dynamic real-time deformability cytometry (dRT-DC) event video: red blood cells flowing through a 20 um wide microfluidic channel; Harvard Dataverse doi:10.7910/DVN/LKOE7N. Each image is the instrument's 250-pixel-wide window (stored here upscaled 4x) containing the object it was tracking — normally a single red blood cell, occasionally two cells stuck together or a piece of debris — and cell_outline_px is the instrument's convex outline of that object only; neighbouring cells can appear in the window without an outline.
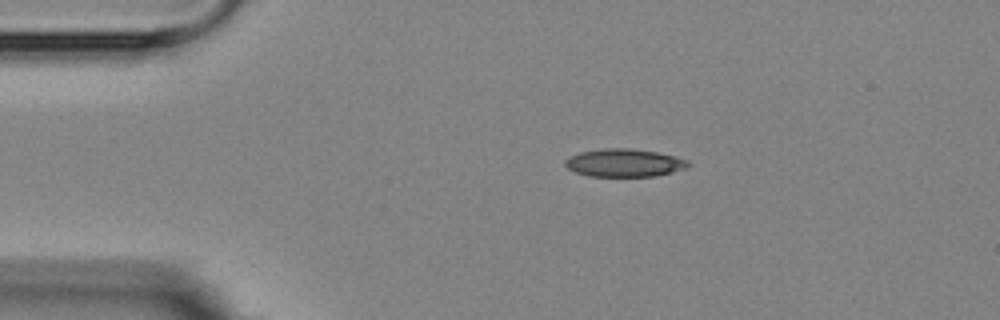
{"species": "Egyptian fruit bat (a non-hibernating species)", "species_latin": "Rousettus aegyptiacus", "temperature_condition": "room temperature", "stored_images_in_passage": 4, "camera_frame_rate_fps": 3000, "um_per_image_px": 0.085, "animal": {"sex": "female"}, "frame": {"image": 1, "passage_image": 1, "time_ms": 0.0, "image_size_px": [1000, 320], "cell_outline_px": [[692, 164], [688, 168], [656, 176], [588, 176], [576, 172], [568, 168], [564, 164], [564, 160], [580, 152], [604, 148], [628, 148], [656, 152], [676, 156], [688, 160]], "centroid_in_image_um": [53.11, 13.84], "position_along_channel_um": 31.9, "area_um2": 20.06}}
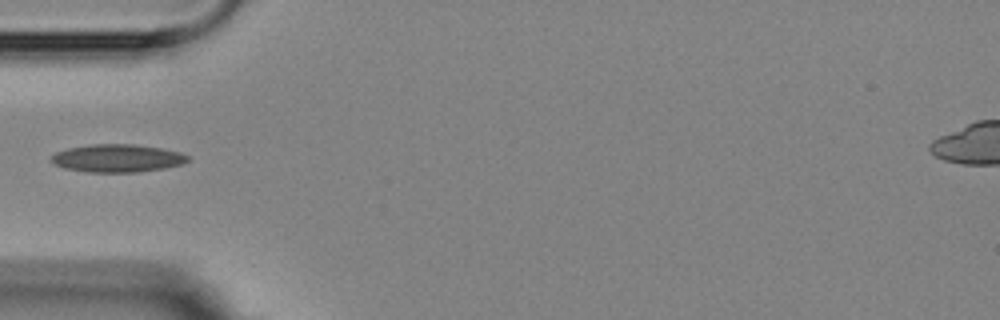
{"frame": {"image": 2, "passage_image": 3, "time_ms": 2.333, "image_size_px": [1000, 320], "cell_outline_px": [[188, 160], [184, 164], [164, 168], [136, 172], [84, 172], [64, 168], [56, 164], [52, 160], [52, 156], [56, 152], [68, 148], [92, 144], [136, 144], [160, 148], [180, 152], [188, 156]], "centroid_in_image_um": [9.99, 13.45], "position_along_channel_um": 75.0, "area_um2": 22.08}}